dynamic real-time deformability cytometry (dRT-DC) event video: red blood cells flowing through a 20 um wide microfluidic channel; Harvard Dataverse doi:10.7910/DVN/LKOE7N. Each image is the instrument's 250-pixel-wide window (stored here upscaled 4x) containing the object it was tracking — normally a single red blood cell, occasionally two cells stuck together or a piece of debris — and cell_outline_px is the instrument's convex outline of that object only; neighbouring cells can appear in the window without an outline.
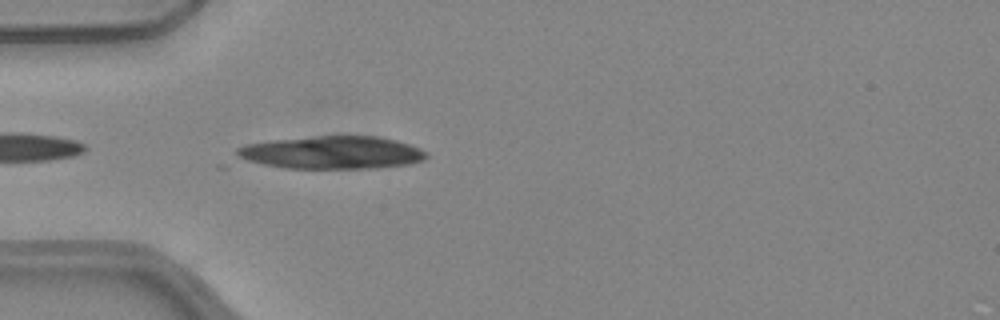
{"species": "common noctule bat (a hibernating species)", "species_latin": "Nyctalus noctula", "temperature_condition": "warm", "stored_images_in_passage": 17, "camera_frame_rate_fps": 3000, "um_per_image_px": 0.085, "animal": {"sex": "female", "body_mass_g": 24.6, "forearm_length_mm": 56.2}, "frame": {"image": 1, "passage_image": 1, "time_ms": 0.0, "image_size_px": [1000, 320], "cell_outline_px": [[428, 156], [424, 160], [408, 164], [376, 168], [284, 168], [236, 160], [236, 148], [248, 144], [272, 140], [316, 136], [376, 136], [396, 140], [420, 148]], "centroid_in_image_um": [28.15, 12.97], "position_along_channel_um": 56.9, "area_um2": 36.41}}
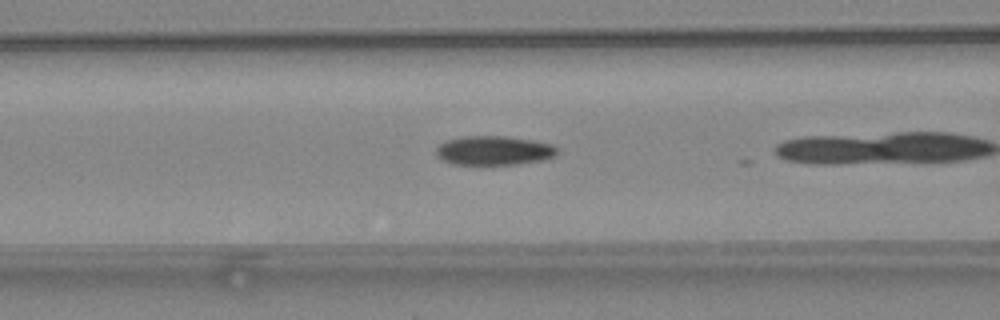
{"frame": {"image": 2, "passage_image": 4, "time_ms": 1.0, "image_size_px": [1000, 320], "cell_outline_px": [[560, 148], [556, 156], [544, 160], [516, 164], [452, 164], [440, 160], [436, 156], [436, 148], [444, 140], [464, 136], [504, 136], [532, 140], [552, 144]], "centroid_in_image_um": [41.98, 12.79], "position_along_channel_um": 124.6, "area_um2": 20.87}}
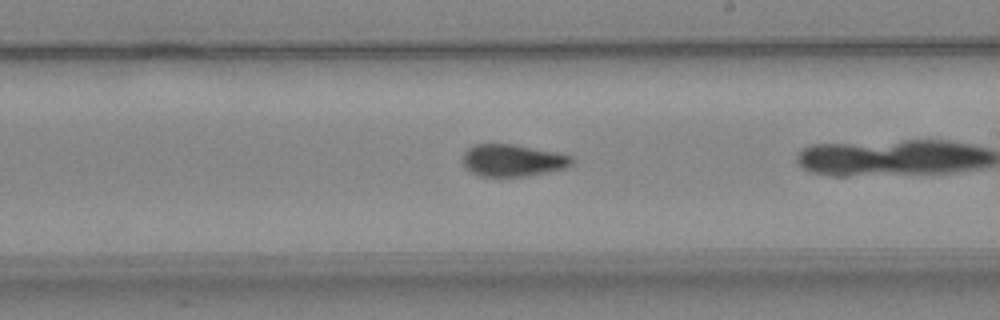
{"frame": {"image": 3, "passage_image": 13, "time_ms": 4.0, "image_size_px": [1000, 320], "cell_outline_px": [[572, 164], [564, 168], [548, 172], [524, 176], [480, 176], [468, 172], [464, 164], [464, 152], [468, 148], [476, 144], [512, 144], [556, 152], [572, 156]], "centroid_in_image_um": [43.56, 13.63], "position_along_channel_um": 245.4, "area_um2": 20.23}}